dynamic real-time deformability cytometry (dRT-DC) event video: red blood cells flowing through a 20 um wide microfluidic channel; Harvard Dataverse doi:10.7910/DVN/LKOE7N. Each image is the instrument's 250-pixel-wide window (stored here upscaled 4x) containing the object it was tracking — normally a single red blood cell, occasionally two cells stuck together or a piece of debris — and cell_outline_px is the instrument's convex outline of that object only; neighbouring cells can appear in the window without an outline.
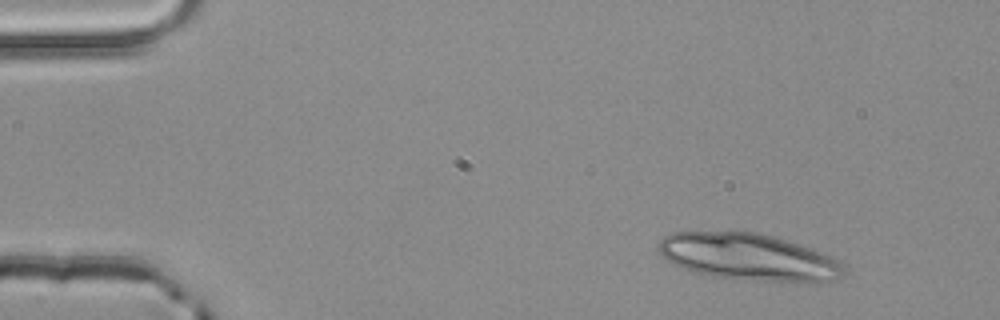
{"species": "common noctule bat (a hibernating species)", "species_latin": "Nyctalus noctula", "temperature_condition": "room temperature", "stored_images_in_passage": 4, "camera_frame_rate_fps": 3000, "um_per_image_px": 0.085, "animal": {"sex": "male", "body_mass_g": 20.4}, "frame": {"image": 1, "passage_image": 1, "time_ms": 0.0, "image_size_px": [1000, 320], "cell_outline_px": [[844, 276], [840, 280], [816, 284], [796, 284], [712, 276], [680, 268], [672, 264], [660, 252], [660, 240], [664, 236], [672, 232], [752, 232], [772, 236], [832, 256], [840, 260], [844, 264]], "centroid_in_image_um": [63.74, 21.9], "position_along_channel_um": 21.3, "area_um2": 51.1}}